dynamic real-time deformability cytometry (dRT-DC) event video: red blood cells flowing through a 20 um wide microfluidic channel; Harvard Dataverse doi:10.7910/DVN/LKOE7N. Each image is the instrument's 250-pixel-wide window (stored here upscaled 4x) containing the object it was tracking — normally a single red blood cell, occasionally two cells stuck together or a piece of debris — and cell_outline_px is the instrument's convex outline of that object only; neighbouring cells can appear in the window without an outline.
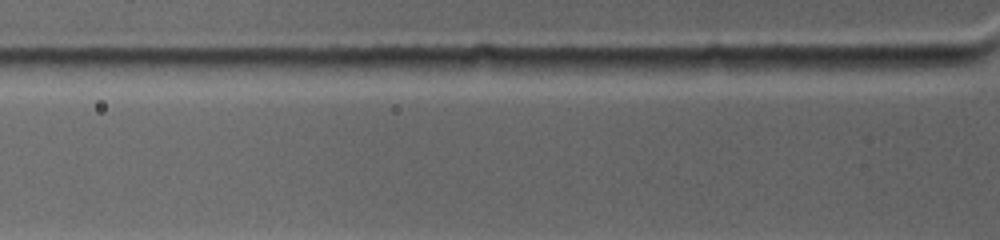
{"species": "common noctule bat (a hibernating species)", "species_latin": "Nyctalus noctula", "temperature_condition": "warm", "stored_images_in_passage": 2, "segment_of_instrument_passage": [2, 2], "camera_frame_rate_fps": 4500, "um_per_image_px": 0.085, "animal": {"sex": "female", "body_mass_g": 19.0, "forearm_length_mm": 53.3}, "frame": {"image": 1, "passage_image": 2, "time_ms": 0.889, "image_size_px": [1000, 240], "cell_outline_px": [[756, 68], [648, 76], [616, 68], [612, 64], [612, 60], [708, 56], [748, 56], [756, 64]], "centroid_in_image_um": [58.14, 5.51], "position_along_channel_um": 67.7, "area_um2": 14.85}}